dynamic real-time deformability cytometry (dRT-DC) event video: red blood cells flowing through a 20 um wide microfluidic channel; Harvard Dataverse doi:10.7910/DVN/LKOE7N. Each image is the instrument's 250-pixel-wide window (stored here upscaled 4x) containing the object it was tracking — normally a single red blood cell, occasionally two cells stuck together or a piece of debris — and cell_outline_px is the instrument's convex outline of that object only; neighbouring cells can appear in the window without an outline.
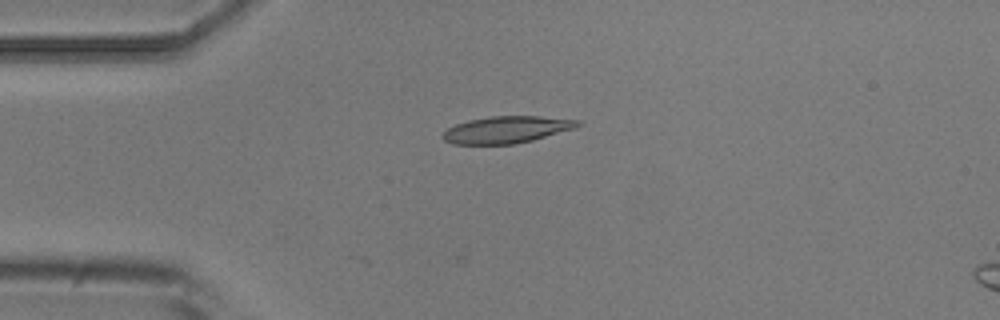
{"species": "common noctule bat (a hibernating species)", "species_latin": "Nyctalus noctula", "temperature_condition": "room temperature", "stored_images_in_passage": 5, "camera_frame_rate_fps": 3000, "um_per_image_px": 0.085, "animal": {"sex": "male", "body_mass_g": 20.5, "forearm_length_mm": 52.5}, "frame": {"image": 1, "passage_image": 5, "time_ms": 5.333, "image_size_px": [1000, 320], "cell_outline_px": [[584, 124], [576, 128], [532, 140], [512, 144], [452, 144], [444, 140], [440, 136], [448, 128], [456, 124], [468, 120], [492, 116], [540, 116], [580, 120]], "centroid_in_image_um": [43.08, 11.01], "position_along_channel_um": 41.9, "area_um2": 21.21}}